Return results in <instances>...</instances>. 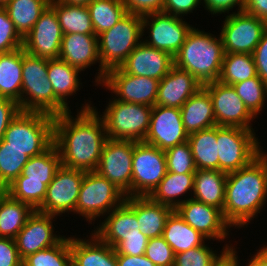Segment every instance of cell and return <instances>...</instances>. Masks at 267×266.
Instances as JSON below:
<instances>
[{"label":"cell","instance_id":"6da1fadb","mask_svg":"<svg viewBox=\"0 0 267 266\" xmlns=\"http://www.w3.org/2000/svg\"><path fill=\"white\" fill-rule=\"evenodd\" d=\"M71 113L69 110L54 116V145L60 154L61 165L96 171L107 140L104 120L91 102L82 104L75 118Z\"/></svg>","mask_w":267,"mask_h":266},{"label":"cell","instance_id":"7a4b0ae2","mask_svg":"<svg viewBox=\"0 0 267 266\" xmlns=\"http://www.w3.org/2000/svg\"><path fill=\"white\" fill-rule=\"evenodd\" d=\"M267 153L246 167L227 173L223 216L235 228L252 221L267 202Z\"/></svg>","mask_w":267,"mask_h":266},{"label":"cell","instance_id":"3957f363","mask_svg":"<svg viewBox=\"0 0 267 266\" xmlns=\"http://www.w3.org/2000/svg\"><path fill=\"white\" fill-rule=\"evenodd\" d=\"M223 57L224 49L220 36L218 38L193 27L173 59L176 67L188 71L205 85L218 81Z\"/></svg>","mask_w":267,"mask_h":266},{"label":"cell","instance_id":"277c9868","mask_svg":"<svg viewBox=\"0 0 267 266\" xmlns=\"http://www.w3.org/2000/svg\"><path fill=\"white\" fill-rule=\"evenodd\" d=\"M27 96V97H26ZM21 111L53 116L69 111L56 97L48 80V59L28 54L23 48Z\"/></svg>","mask_w":267,"mask_h":266},{"label":"cell","instance_id":"5b68a950","mask_svg":"<svg viewBox=\"0 0 267 266\" xmlns=\"http://www.w3.org/2000/svg\"><path fill=\"white\" fill-rule=\"evenodd\" d=\"M5 146L38 156L54 144V116L44 112L20 111L4 133Z\"/></svg>","mask_w":267,"mask_h":266},{"label":"cell","instance_id":"8992f818","mask_svg":"<svg viewBox=\"0 0 267 266\" xmlns=\"http://www.w3.org/2000/svg\"><path fill=\"white\" fill-rule=\"evenodd\" d=\"M142 37V16L127 13L115 26L98 35L100 65L106 71L119 67Z\"/></svg>","mask_w":267,"mask_h":266},{"label":"cell","instance_id":"52a82bcc","mask_svg":"<svg viewBox=\"0 0 267 266\" xmlns=\"http://www.w3.org/2000/svg\"><path fill=\"white\" fill-rule=\"evenodd\" d=\"M101 117L107 138L113 140L144 141L150 125L152 106L109 100Z\"/></svg>","mask_w":267,"mask_h":266},{"label":"cell","instance_id":"ba28073f","mask_svg":"<svg viewBox=\"0 0 267 266\" xmlns=\"http://www.w3.org/2000/svg\"><path fill=\"white\" fill-rule=\"evenodd\" d=\"M125 198L126 195L107 178L96 171H86L74 213L92 223L97 217L107 216L120 206Z\"/></svg>","mask_w":267,"mask_h":266},{"label":"cell","instance_id":"9c48e42d","mask_svg":"<svg viewBox=\"0 0 267 266\" xmlns=\"http://www.w3.org/2000/svg\"><path fill=\"white\" fill-rule=\"evenodd\" d=\"M219 171L230 173L246 167L262 151L254 130L217 126Z\"/></svg>","mask_w":267,"mask_h":266},{"label":"cell","instance_id":"30bf717a","mask_svg":"<svg viewBox=\"0 0 267 266\" xmlns=\"http://www.w3.org/2000/svg\"><path fill=\"white\" fill-rule=\"evenodd\" d=\"M167 172L165 151L143 141L133 151L132 197H148Z\"/></svg>","mask_w":267,"mask_h":266},{"label":"cell","instance_id":"8fae6325","mask_svg":"<svg viewBox=\"0 0 267 266\" xmlns=\"http://www.w3.org/2000/svg\"><path fill=\"white\" fill-rule=\"evenodd\" d=\"M137 141L107 138L96 172L111 181L126 197H132L133 151Z\"/></svg>","mask_w":267,"mask_h":266},{"label":"cell","instance_id":"7c38bea8","mask_svg":"<svg viewBox=\"0 0 267 266\" xmlns=\"http://www.w3.org/2000/svg\"><path fill=\"white\" fill-rule=\"evenodd\" d=\"M267 22L246 12H232L225 17L220 38L224 53L253 54L260 42Z\"/></svg>","mask_w":267,"mask_h":266},{"label":"cell","instance_id":"4fadbf2b","mask_svg":"<svg viewBox=\"0 0 267 266\" xmlns=\"http://www.w3.org/2000/svg\"><path fill=\"white\" fill-rule=\"evenodd\" d=\"M183 19L164 12L142 16V36L145 35V29H149V37L142 41L148 46L166 51L174 57L193 28Z\"/></svg>","mask_w":267,"mask_h":266},{"label":"cell","instance_id":"5bb4252c","mask_svg":"<svg viewBox=\"0 0 267 266\" xmlns=\"http://www.w3.org/2000/svg\"><path fill=\"white\" fill-rule=\"evenodd\" d=\"M85 172L61 165L47 186L42 205L36 211L57 217L62 213H74Z\"/></svg>","mask_w":267,"mask_h":266},{"label":"cell","instance_id":"9a60e30c","mask_svg":"<svg viewBox=\"0 0 267 266\" xmlns=\"http://www.w3.org/2000/svg\"><path fill=\"white\" fill-rule=\"evenodd\" d=\"M203 87L210 94L217 126L254 130L251 122L255 117L246 108L233 86L214 81Z\"/></svg>","mask_w":267,"mask_h":266},{"label":"cell","instance_id":"2e32d148","mask_svg":"<svg viewBox=\"0 0 267 266\" xmlns=\"http://www.w3.org/2000/svg\"><path fill=\"white\" fill-rule=\"evenodd\" d=\"M101 85L114 93L116 100L153 107L157 100L159 80L130 75L117 67L106 72Z\"/></svg>","mask_w":267,"mask_h":266},{"label":"cell","instance_id":"e0dca14e","mask_svg":"<svg viewBox=\"0 0 267 266\" xmlns=\"http://www.w3.org/2000/svg\"><path fill=\"white\" fill-rule=\"evenodd\" d=\"M178 108L154 105L148 133L143 142L166 151L188 140Z\"/></svg>","mask_w":267,"mask_h":266},{"label":"cell","instance_id":"ac0fdd59","mask_svg":"<svg viewBox=\"0 0 267 266\" xmlns=\"http://www.w3.org/2000/svg\"><path fill=\"white\" fill-rule=\"evenodd\" d=\"M63 32L55 10L49 5L23 38L24 51L36 57L58 59Z\"/></svg>","mask_w":267,"mask_h":266},{"label":"cell","instance_id":"d6986e66","mask_svg":"<svg viewBox=\"0 0 267 266\" xmlns=\"http://www.w3.org/2000/svg\"><path fill=\"white\" fill-rule=\"evenodd\" d=\"M183 220L199 231L208 240L224 241L232 226L225 220L223 212L196 199L186 198L176 209Z\"/></svg>","mask_w":267,"mask_h":266},{"label":"cell","instance_id":"ffe728a7","mask_svg":"<svg viewBox=\"0 0 267 266\" xmlns=\"http://www.w3.org/2000/svg\"><path fill=\"white\" fill-rule=\"evenodd\" d=\"M58 59L67 62L74 68L84 71L96 62L99 63V72L95 76L96 85H101L106 70L100 65L98 54V36L95 34L69 33L63 34Z\"/></svg>","mask_w":267,"mask_h":266},{"label":"cell","instance_id":"44dd1931","mask_svg":"<svg viewBox=\"0 0 267 266\" xmlns=\"http://www.w3.org/2000/svg\"><path fill=\"white\" fill-rule=\"evenodd\" d=\"M54 217L56 216L35 210L28 218L15 238L18 253L22 260L37 251L56 245L64 237L54 232Z\"/></svg>","mask_w":267,"mask_h":266},{"label":"cell","instance_id":"7402d4cb","mask_svg":"<svg viewBox=\"0 0 267 266\" xmlns=\"http://www.w3.org/2000/svg\"><path fill=\"white\" fill-rule=\"evenodd\" d=\"M173 65L174 59L168 52L148 46L142 41L119 68L130 75L160 81Z\"/></svg>","mask_w":267,"mask_h":266},{"label":"cell","instance_id":"603a6c76","mask_svg":"<svg viewBox=\"0 0 267 266\" xmlns=\"http://www.w3.org/2000/svg\"><path fill=\"white\" fill-rule=\"evenodd\" d=\"M202 87L203 85L188 71L173 65L159 81L155 105L180 109Z\"/></svg>","mask_w":267,"mask_h":266},{"label":"cell","instance_id":"cb8c5ba5","mask_svg":"<svg viewBox=\"0 0 267 266\" xmlns=\"http://www.w3.org/2000/svg\"><path fill=\"white\" fill-rule=\"evenodd\" d=\"M108 214L93 231L102 242L114 248L126 236L141 235L136 214L125 202Z\"/></svg>","mask_w":267,"mask_h":266},{"label":"cell","instance_id":"d4e9b609","mask_svg":"<svg viewBox=\"0 0 267 266\" xmlns=\"http://www.w3.org/2000/svg\"><path fill=\"white\" fill-rule=\"evenodd\" d=\"M90 237H70L71 266H118L115 249L93 232Z\"/></svg>","mask_w":267,"mask_h":266},{"label":"cell","instance_id":"484cf974","mask_svg":"<svg viewBox=\"0 0 267 266\" xmlns=\"http://www.w3.org/2000/svg\"><path fill=\"white\" fill-rule=\"evenodd\" d=\"M136 214L139 230L149 239L161 237L172 207L149 197H126L124 201Z\"/></svg>","mask_w":267,"mask_h":266},{"label":"cell","instance_id":"4316f807","mask_svg":"<svg viewBox=\"0 0 267 266\" xmlns=\"http://www.w3.org/2000/svg\"><path fill=\"white\" fill-rule=\"evenodd\" d=\"M185 131L189 134L217 126L209 92L202 87L180 108Z\"/></svg>","mask_w":267,"mask_h":266},{"label":"cell","instance_id":"83f0119b","mask_svg":"<svg viewBox=\"0 0 267 266\" xmlns=\"http://www.w3.org/2000/svg\"><path fill=\"white\" fill-rule=\"evenodd\" d=\"M227 173L219 170L197 169L192 198L223 212Z\"/></svg>","mask_w":267,"mask_h":266},{"label":"cell","instance_id":"f1b7e54d","mask_svg":"<svg viewBox=\"0 0 267 266\" xmlns=\"http://www.w3.org/2000/svg\"><path fill=\"white\" fill-rule=\"evenodd\" d=\"M22 64L23 47L0 53V98L21 101Z\"/></svg>","mask_w":267,"mask_h":266},{"label":"cell","instance_id":"f546056e","mask_svg":"<svg viewBox=\"0 0 267 266\" xmlns=\"http://www.w3.org/2000/svg\"><path fill=\"white\" fill-rule=\"evenodd\" d=\"M162 237L170 245L174 254L201 246L208 240L187 224L176 210L168 216Z\"/></svg>","mask_w":267,"mask_h":266},{"label":"cell","instance_id":"4dcf8cb0","mask_svg":"<svg viewBox=\"0 0 267 266\" xmlns=\"http://www.w3.org/2000/svg\"><path fill=\"white\" fill-rule=\"evenodd\" d=\"M194 176L195 174H177L167 171L148 197L154 202L168 205L175 210L185 201V198L183 200L179 196H183L188 191H194Z\"/></svg>","mask_w":267,"mask_h":266},{"label":"cell","instance_id":"1f68e13d","mask_svg":"<svg viewBox=\"0 0 267 266\" xmlns=\"http://www.w3.org/2000/svg\"><path fill=\"white\" fill-rule=\"evenodd\" d=\"M80 70L60 59H48V80L52 84L55 97L68 109V97L80 88Z\"/></svg>","mask_w":267,"mask_h":266},{"label":"cell","instance_id":"d6a6232c","mask_svg":"<svg viewBox=\"0 0 267 266\" xmlns=\"http://www.w3.org/2000/svg\"><path fill=\"white\" fill-rule=\"evenodd\" d=\"M187 141L197 169L219 170L217 126L189 134Z\"/></svg>","mask_w":267,"mask_h":266},{"label":"cell","instance_id":"836d02e7","mask_svg":"<svg viewBox=\"0 0 267 266\" xmlns=\"http://www.w3.org/2000/svg\"><path fill=\"white\" fill-rule=\"evenodd\" d=\"M51 0H9L3 7L14 23L19 35L24 38L33 28Z\"/></svg>","mask_w":267,"mask_h":266},{"label":"cell","instance_id":"e575fe53","mask_svg":"<svg viewBox=\"0 0 267 266\" xmlns=\"http://www.w3.org/2000/svg\"><path fill=\"white\" fill-rule=\"evenodd\" d=\"M61 167V158L57 147L53 144L44 153L30 157L21 174L14 181H34L48 184Z\"/></svg>","mask_w":267,"mask_h":266},{"label":"cell","instance_id":"d590c367","mask_svg":"<svg viewBox=\"0 0 267 266\" xmlns=\"http://www.w3.org/2000/svg\"><path fill=\"white\" fill-rule=\"evenodd\" d=\"M34 211L6 193L0 201V237L15 239Z\"/></svg>","mask_w":267,"mask_h":266},{"label":"cell","instance_id":"8d00e7d4","mask_svg":"<svg viewBox=\"0 0 267 266\" xmlns=\"http://www.w3.org/2000/svg\"><path fill=\"white\" fill-rule=\"evenodd\" d=\"M50 6L56 12L63 34H95L87 6L63 4L58 0H51Z\"/></svg>","mask_w":267,"mask_h":266},{"label":"cell","instance_id":"74e56055","mask_svg":"<svg viewBox=\"0 0 267 266\" xmlns=\"http://www.w3.org/2000/svg\"><path fill=\"white\" fill-rule=\"evenodd\" d=\"M257 76L252 54L224 53L221 74L218 79L225 85H233Z\"/></svg>","mask_w":267,"mask_h":266},{"label":"cell","instance_id":"f35d334b","mask_svg":"<svg viewBox=\"0 0 267 266\" xmlns=\"http://www.w3.org/2000/svg\"><path fill=\"white\" fill-rule=\"evenodd\" d=\"M87 7L96 36L115 26L128 13L121 0H93Z\"/></svg>","mask_w":267,"mask_h":266},{"label":"cell","instance_id":"ab89813d","mask_svg":"<svg viewBox=\"0 0 267 266\" xmlns=\"http://www.w3.org/2000/svg\"><path fill=\"white\" fill-rule=\"evenodd\" d=\"M22 266H71L70 237L64 236L56 245L27 256Z\"/></svg>","mask_w":267,"mask_h":266},{"label":"cell","instance_id":"60d3db41","mask_svg":"<svg viewBox=\"0 0 267 266\" xmlns=\"http://www.w3.org/2000/svg\"><path fill=\"white\" fill-rule=\"evenodd\" d=\"M232 86L249 112L254 117H257V115L260 114V111L265 108L264 104L267 99V84L257 75L251 79L233 84Z\"/></svg>","mask_w":267,"mask_h":266},{"label":"cell","instance_id":"b9f144b4","mask_svg":"<svg viewBox=\"0 0 267 266\" xmlns=\"http://www.w3.org/2000/svg\"><path fill=\"white\" fill-rule=\"evenodd\" d=\"M30 157L24 151L5 146V140L0 142V184L8 187L22 172Z\"/></svg>","mask_w":267,"mask_h":266},{"label":"cell","instance_id":"7bdbcfd3","mask_svg":"<svg viewBox=\"0 0 267 266\" xmlns=\"http://www.w3.org/2000/svg\"><path fill=\"white\" fill-rule=\"evenodd\" d=\"M46 191V184L34 181H13L7 187V193L12 198L28 204L34 210L42 205Z\"/></svg>","mask_w":267,"mask_h":266},{"label":"cell","instance_id":"ee69618b","mask_svg":"<svg viewBox=\"0 0 267 266\" xmlns=\"http://www.w3.org/2000/svg\"><path fill=\"white\" fill-rule=\"evenodd\" d=\"M165 156L168 172L195 174L197 168L188 141L167 149Z\"/></svg>","mask_w":267,"mask_h":266},{"label":"cell","instance_id":"f6af8a7d","mask_svg":"<svg viewBox=\"0 0 267 266\" xmlns=\"http://www.w3.org/2000/svg\"><path fill=\"white\" fill-rule=\"evenodd\" d=\"M217 253L205 243L187 251L176 253L174 266H210Z\"/></svg>","mask_w":267,"mask_h":266},{"label":"cell","instance_id":"bcb514c9","mask_svg":"<svg viewBox=\"0 0 267 266\" xmlns=\"http://www.w3.org/2000/svg\"><path fill=\"white\" fill-rule=\"evenodd\" d=\"M23 47V38L15 29L7 11L0 6V53L10 52Z\"/></svg>","mask_w":267,"mask_h":266},{"label":"cell","instance_id":"7dc6e473","mask_svg":"<svg viewBox=\"0 0 267 266\" xmlns=\"http://www.w3.org/2000/svg\"><path fill=\"white\" fill-rule=\"evenodd\" d=\"M145 256L156 266H174L175 254L162 236L148 240Z\"/></svg>","mask_w":267,"mask_h":266},{"label":"cell","instance_id":"c3c4849f","mask_svg":"<svg viewBox=\"0 0 267 266\" xmlns=\"http://www.w3.org/2000/svg\"><path fill=\"white\" fill-rule=\"evenodd\" d=\"M148 240L149 238L141 232V235L126 236V239L121 240L114 249L116 254L140 256L145 254Z\"/></svg>","mask_w":267,"mask_h":266},{"label":"cell","instance_id":"681fc988","mask_svg":"<svg viewBox=\"0 0 267 266\" xmlns=\"http://www.w3.org/2000/svg\"><path fill=\"white\" fill-rule=\"evenodd\" d=\"M165 0H121L128 13L144 16L163 12Z\"/></svg>","mask_w":267,"mask_h":266},{"label":"cell","instance_id":"f907efd6","mask_svg":"<svg viewBox=\"0 0 267 266\" xmlns=\"http://www.w3.org/2000/svg\"><path fill=\"white\" fill-rule=\"evenodd\" d=\"M0 266H22L15 239L0 237Z\"/></svg>","mask_w":267,"mask_h":266},{"label":"cell","instance_id":"816d5d0a","mask_svg":"<svg viewBox=\"0 0 267 266\" xmlns=\"http://www.w3.org/2000/svg\"><path fill=\"white\" fill-rule=\"evenodd\" d=\"M19 104L8 98H0V142L10 122L20 112Z\"/></svg>","mask_w":267,"mask_h":266},{"label":"cell","instance_id":"f5cc1de1","mask_svg":"<svg viewBox=\"0 0 267 266\" xmlns=\"http://www.w3.org/2000/svg\"><path fill=\"white\" fill-rule=\"evenodd\" d=\"M252 55L256 65L257 75L267 84V29L264 31Z\"/></svg>","mask_w":267,"mask_h":266},{"label":"cell","instance_id":"db71d44e","mask_svg":"<svg viewBox=\"0 0 267 266\" xmlns=\"http://www.w3.org/2000/svg\"><path fill=\"white\" fill-rule=\"evenodd\" d=\"M202 0H165L163 12L177 17L192 13Z\"/></svg>","mask_w":267,"mask_h":266},{"label":"cell","instance_id":"11a10c76","mask_svg":"<svg viewBox=\"0 0 267 266\" xmlns=\"http://www.w3.org/2000/svg\"><path fill=\"white\" fill-rule=\"evenodd\" d=\"M201 3L205 4V8L211 15H221L226 12L229 15V11L236 6H238L237 12H243L246 0H203Z\"/></svg>","mask_w":267,"mask_h":266},{"label":"cell","instance_id":"9f6ffc18","mask_svg":"<svg viewBox=\"0 0 267 266\" xmlns=\"http://www.w3.org/2000/svg\"><path fill=\"white\" fill-rule=\"evenodd\" d=\"M238 256L235 247L225 244L220 254L211 263L210 266H240L238 263Z\"/></svg>","mask_w":267,"mask_h":266},{"label":"cell","instance_id":"6f0895ef","mask_svg":"<svg viewBox=\"0 0 267 266\" xmlns=\"http://www.w3.org/2000/svg\"><path fill=\"white\" fill-rule=\"evenodd\" d=\"M244 12L267 22V0H246Z\"/></svg>","mask_w":267,"mask_h":266},{"label":"cell","instance_id":"680465c9","mask_svg":"<svg viewBox=\"0 0 267 266\" xmlns=\"http://www.w3.org/2000/svg\"><path fill=\"white\" fill-rule=\"evenodd\" d=\"M118 266H156L145 254L137 255H124L117 254Z\"/></svg>","mask_w":267,"mask_h":266},{"label":"cell","instance_id":"91938a15","mask_svg":"<svg viewBox=\"0 0 267 266\" xmlns=\"http://www.w3.org/2000/svg\"><path fill=\"white\" fill-rule=\"evenodd\" d=\"M247 266H267V246L261 247L247 263Z\"/></svg>","mask_w":267,"mask_h":266},{"label":"cell","instance_id":"94428289","mask_svg":"<svg viewBox=\"0 0 267 266\" xmlns=\"http://www.w3.org/2000/svg\"><path fill=\"white\" fill-rule=\"evenodd\" d=\"M63 4L87 6L93 0H58Z\"/></svg>","mask_w":267,"mask_h":266},{"label":"cell","instance_id":"6125c7cd","mask_svg":"<svg viewBox=\"0 0 267 266\" xmlns=\"http://www.w3.org/2000/svg\"><path fill=\"white\" fill-rule=\"evenodd\" d=\"M7 193V187L0 184V201L4 197V195Z\"/></svg>","mask_w":267,"mask_h":266},{"label":"cell","instance_id":"be15d7a7","mask_svg":"<svg viewBox=\"0 0 267 266\" xmlns=\"http://www.w3.org/2000/svg\"><path fill=\"white\" fill-rule=\"evenodd\" d=\"M9 0H0V6H4Z\"/></svg>","mask_w":267,"mask_h":266}]
</instances>
